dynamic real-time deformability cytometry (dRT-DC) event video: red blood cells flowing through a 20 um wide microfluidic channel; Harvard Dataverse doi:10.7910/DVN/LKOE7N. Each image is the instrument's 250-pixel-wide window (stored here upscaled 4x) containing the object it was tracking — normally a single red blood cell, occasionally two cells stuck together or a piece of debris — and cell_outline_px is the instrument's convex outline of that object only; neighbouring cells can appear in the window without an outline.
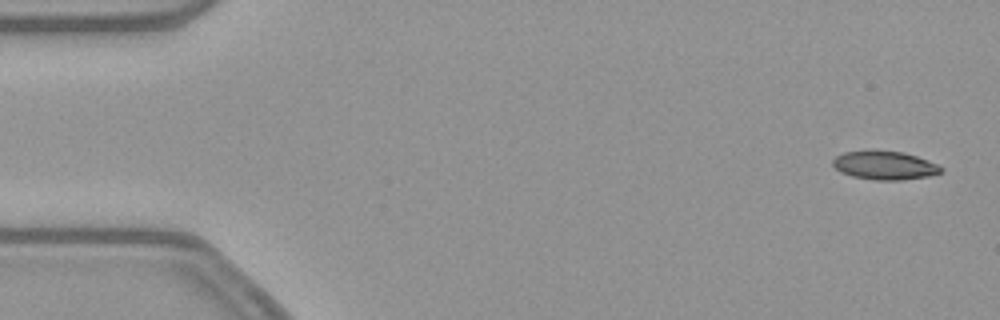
{"species": "common noctule bat (a hibernating species)", "species_latin": "Nyctalus noctula", "temperature_condition": "warm", "stored_images_in_passage": 53, "camera_frame_rate_fps": 3000, "um_per_image_px": 0.085, "animal": {"sex": "female", "body_mass_g": 21.9}, "frame": {"image": 1, "passage_image": 2, "time_ms": 0.333, "image_size_px": [1000, 320], "cell_outline_px": [[944, 168], [940, 172], [928, 176], [900, 180], [876, 180], [852, 176], [840, 172], [832, 164], [832, 160], [836, 156], [844, 152], [904, 152], [928, 160]], "centroid_in_image_um": [75.19, 14.08], "position_along_channel_um": 9.8, "area_um2": 17.51}}
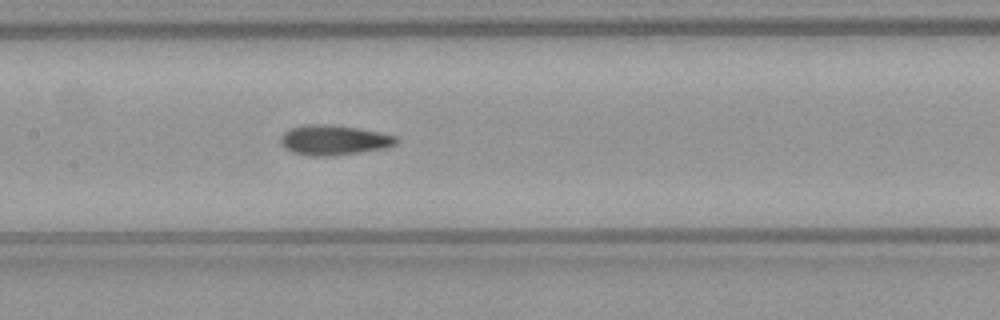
{"frame": {"image": 2, "passage_image": 25, "time_ms": 8.0, "image_size_px": [1000, 320], "cell_outline_px": [[400, 140], [396, 144], [384, 148], [360, 152], [332, 156], [308, 156], [292, 152], [284, 148], [280, 144], [280, 136], [284, 132], [292, 128], [304, 124], [332, 124], [360, 128], [380, 132], [396, 136]], "centroid_in_image_um": [28.36, 11.9], "position_along_channel_um": 179.0, "area_um2": 20.52}}
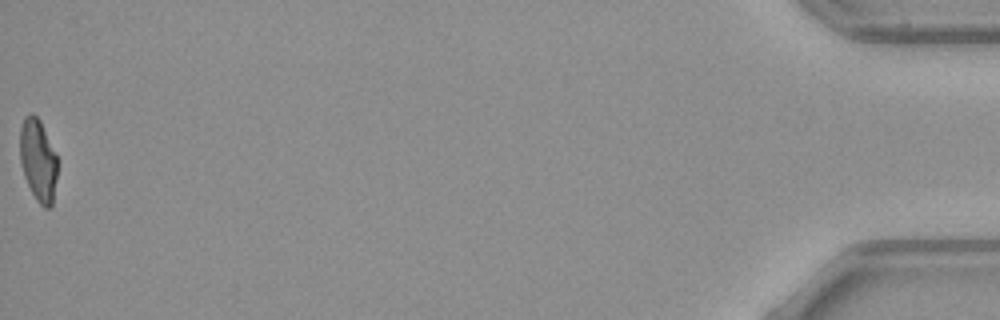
{"frame": {"image": 3, "passage_image": 53, "time_ms": 17.333, "image_size_px": [1000, 320], "cell_outline_px": [[56, 176], [52, 204], [48, 208], [44, 208], [36, 200], [24, 176], [20, 160], [20, 128], [24, 116], [28, 112], [32, 112], [40, 120], [56, 156]], "centroid_in_image_um": [3.21, 13.58], "position_along_channel_um": 432.0, "area_um2": 17.69}, "authors_computed_cell_mechanics": {"area_um2": 19.363, "velocity_mm_per_s": 3.8869, "shape_relaxation_time_tau1_ms": 9.5423, "shape_relaxation_time_tau2_ms": 2.3308, "deformation_change_tau1": 0.2486, "deformation_change_tau2": 0.1042}}